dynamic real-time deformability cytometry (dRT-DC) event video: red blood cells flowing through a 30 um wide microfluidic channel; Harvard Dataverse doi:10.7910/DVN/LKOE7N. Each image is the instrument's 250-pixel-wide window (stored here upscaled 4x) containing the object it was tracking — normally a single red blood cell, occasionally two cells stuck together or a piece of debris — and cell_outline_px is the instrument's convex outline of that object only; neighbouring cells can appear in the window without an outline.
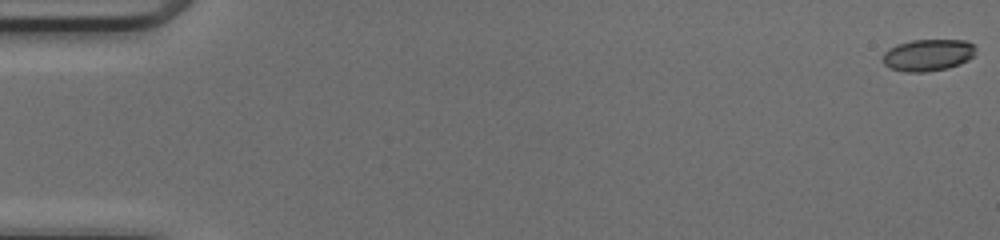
{"species": "common noctule bat (a hibernating species)", "species_latin": "Nyctalus noctula", "temperature_condition": "cold", "stored_images_in_passage": 52, "camera_frame_rate_fps": 3000, "um_per_image_px": 0.085, "animal": {"sex": "female", "body_mass_g": 17.0, "forearm_length_mm": 48.0}, "frame": {"image": 1, "passage_image": 1, "time_ms": 0.0, "image_size_px": [1000, 240], "cell_outline_px": [[976, 52], [968, 60], [960, 64], [948, 68], [924, 72], [904, 72], [892, 68], [884, 64], [884, 52], [888, 48], [896, 44], [912, 40], [964, 40], [972, 44], [976, 48]], "centroid_in_image_um": [78.88, 4.67], "position_along_channel_um": 6.1, "area_um2": 17.22}}
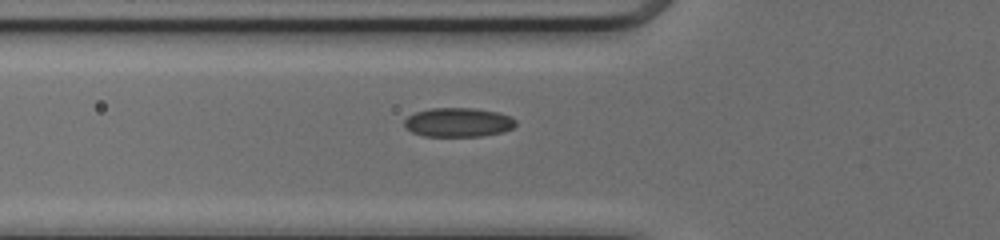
{"frame": {"image": 2, "passage_image": 19, "time_ms": 6.0, "image_size_px": [1000, 240], "cell_outline_px": [[516, 124], [512, 128], [504, 132], [480, 136], [424, 136], [412, 132], [404, 128], [404, 120], [408, 116], [416, 112], [432, 108], [476, 108], [500, 112], [512, 116], [516, 120]], "centroid_in_image_um": [38.97, 10.39], "position_along_channel_um": 86.8, "area_um2": 19.13}}
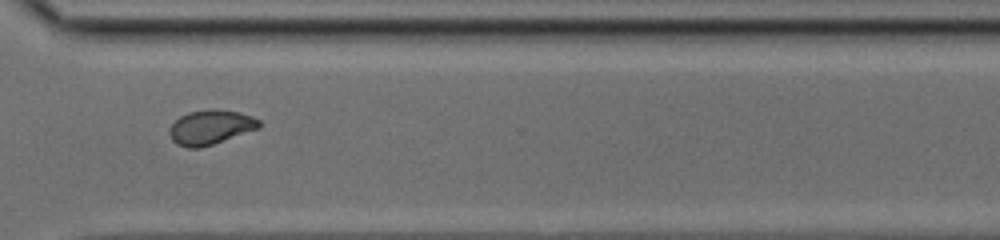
{"frame": {"image": 3, "passage_image": 38, "time_ms": 12.333, "image_size_px": [1000, 240], "cell_outline_px": [[260, 128], [200, 148], [188, 148], [176, 144], [172, 140], [168, 132], [168, 128], [180, 116], [188, 112], [212, 108], [216, 108], [240, 112], [252, 116], [260, 120]], "centroid_in_image_um": [17.88, 10.8], "position_along_channel_um": 352.7, "area_um2": 18.21}}